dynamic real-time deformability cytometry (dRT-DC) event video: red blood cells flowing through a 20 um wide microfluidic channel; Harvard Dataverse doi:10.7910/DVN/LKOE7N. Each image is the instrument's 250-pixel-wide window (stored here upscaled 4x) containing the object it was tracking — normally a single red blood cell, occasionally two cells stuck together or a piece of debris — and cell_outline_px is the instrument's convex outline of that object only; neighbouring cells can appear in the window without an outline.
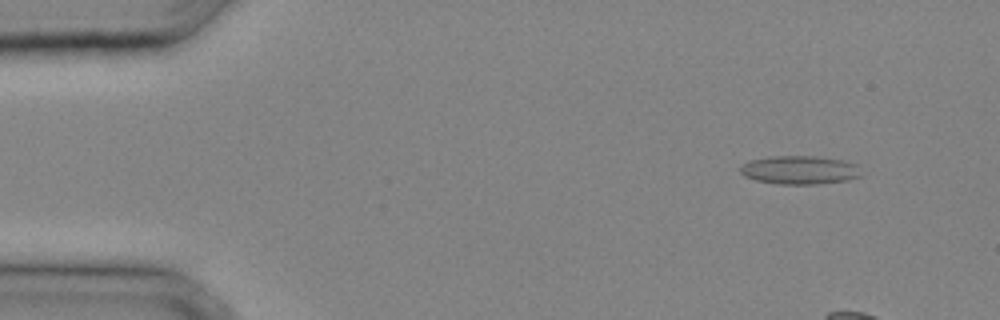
{"species": "common noctule bat (a hibernating species)", "species_latin": "Nyctalus noctula", "temperature_condition": "cold", "stored_images_in_passage": 7, "camera_frame_rate_fps": 3000, "um_per_image_px": 0.085, "animal": {"sex": "male", "body_mass_g": 20.4}, "frame": {"image": 1, "passage_image": 3, "time_ms": 0.667, "image_size_px": [1000, 320], "cell_outline_px": [[860, 176], [848, 180], [816, 184], [776, 184], [756, 180], [744, 176], [740, 172], [740, 168], [748, 160], [768, 156], [816, 156], [844, 160], [856, 164]], "centroid_in_image_um": [67.93, 14.44], "position_along_channel_um": 17.1, "area_um2": 20.11}}